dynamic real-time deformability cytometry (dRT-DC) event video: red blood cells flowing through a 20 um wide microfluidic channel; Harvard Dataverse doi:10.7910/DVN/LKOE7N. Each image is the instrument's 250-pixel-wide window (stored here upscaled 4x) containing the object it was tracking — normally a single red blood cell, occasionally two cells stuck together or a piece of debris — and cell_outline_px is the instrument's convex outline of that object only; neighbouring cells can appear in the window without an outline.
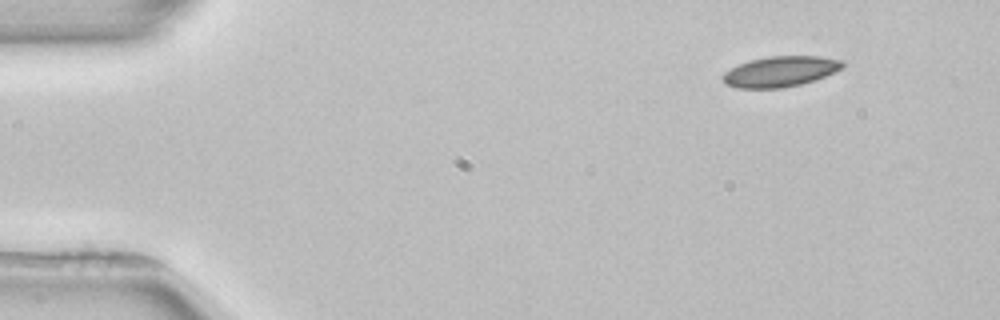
{"species": "common noctule bat (a hibernating species)", "species_latin": "Nyctalus noctula", "temperature_condition": "room temperature", "stored_images_in_passage": 48, "camera_frame_rate_fps": 3000, "um_per_image_px": 0.085, "animal": {"sex": "female", "body_mass_g": 22.7, "forearm_length_mm": 54.2}, "frame": {"image": 1, "passage_image": 1, "time_ms": 0.0, "image_size_px": [1000, 320], "cell_outline_px": [[844, 64], [840, 68], [816, 80], [800, 84], [780, 88], [736, 88], [724, 84], [724, 72], [740, 64], [752, 60], [768, 56], [820, 56], [844, 60]], "centroid_in_image_um": [66.33, 6.08], "position_along_channel_um": 18.7, "area_um2": 21.04}}
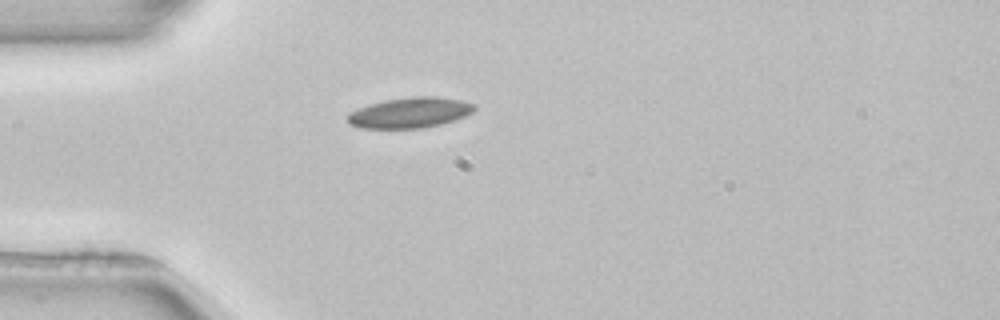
{"frame": {"image": 2, "passage_image": 10, "time_ms": 3.0, "image_size_px": [1000, 320], "cell_outline_px": [[476, 108], [472, 112], [464, 116], [440, 124], [420, 128], [360, 128], [348, 124], [348, 112], [384, 100], [412, 96], [436, 96], [460, 100], [476, 104]], "centroid_in_image_um": [34.84, 9.57], "position_along_channel_um": 50.2, "area_um2": 22.37}}
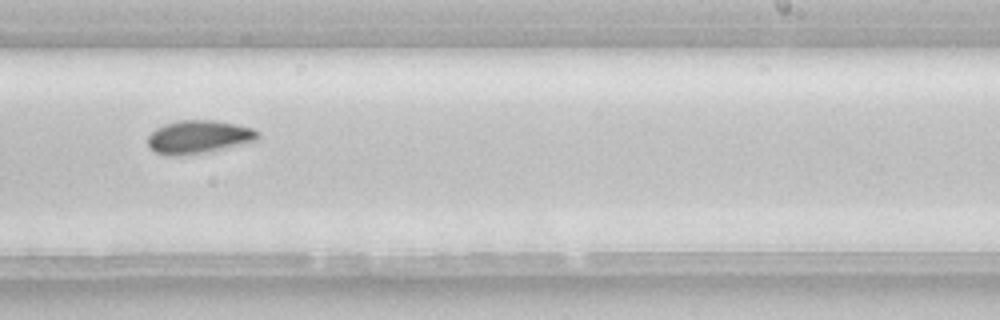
{"frame": {"image": 3, "passage_image": 28, "time_ms": 9.0, "image_size_px": [1000, 320], "cell_outline_px": [[260, 136], [256, 140], [212, 152], [176, 156], [168, 156], [156, 152], [148, 148], [148, 136], [156, 128], [164, 124], [180, 120], [212, 120], [236, 124], [252, 128], [260, 132]], "centroid_in_image_um": [16.88, 11.65], "position_along_channel_um": 272.1, "area_um2": 21.5}}